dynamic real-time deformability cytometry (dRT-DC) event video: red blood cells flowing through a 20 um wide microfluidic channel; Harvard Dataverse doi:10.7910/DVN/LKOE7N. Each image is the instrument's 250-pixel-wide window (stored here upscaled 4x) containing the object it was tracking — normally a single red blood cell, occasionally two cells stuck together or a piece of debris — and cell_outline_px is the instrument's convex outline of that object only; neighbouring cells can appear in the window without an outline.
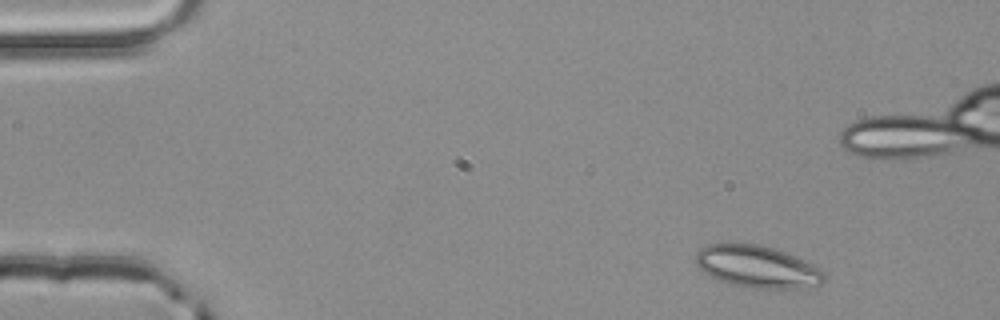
{"species": "common noctule bat (a hibernating species)", "species_latin": "Nyctalus noctula", "temperature_condition": "room temperature", "stored_images_in_passage": 4, "camera_frame_rate_fps": 3000, "um_per_image_px": 0.085, "animal": {"sex": "male", "body_mass_g": 20.4}, "frame": {"image": 1, "passage_image": 1, "time_ms": 0.0, "image_size_px": [1000, 320], "cell_outline_px": [[824, 280], [820, 284], [800, 288], [748, 288], [728, 284], [704, 272], [696, 264], [696, 252], [700, 248], [708, 244], [760, 244], [784, 252], [812, 264], [820, 268], [824, 272]], "centroid_in_image_um": [64.34, 22.67], "position_along_channel_um": 20.7, "area_um2": 31.21}}